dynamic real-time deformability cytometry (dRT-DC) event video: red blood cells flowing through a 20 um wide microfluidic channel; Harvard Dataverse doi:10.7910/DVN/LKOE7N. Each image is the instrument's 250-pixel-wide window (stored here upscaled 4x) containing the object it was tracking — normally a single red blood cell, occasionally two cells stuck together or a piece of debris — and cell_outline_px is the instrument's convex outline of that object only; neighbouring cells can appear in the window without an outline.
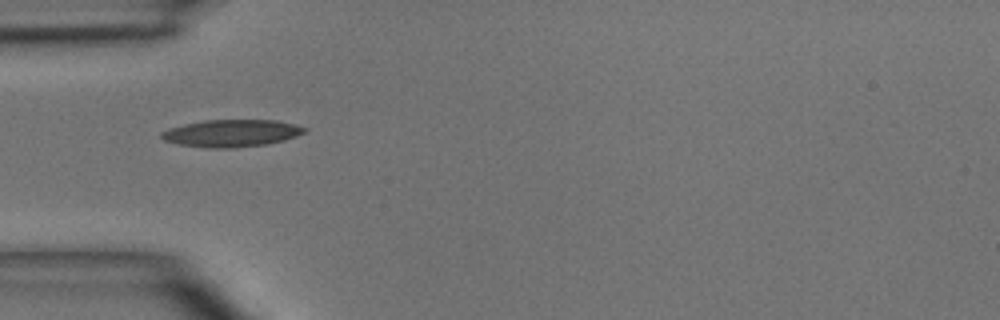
{"species": "common noctule bat (a hibernating species)", "species_latin": "Nyctalus noctula", "temperature_condition": "room temperature", "stored_images_in_passage": 1, "camera_frame_rate_fps": 3000, "um_per_image_px": 0.085, "animal": {"sex": "male", "body_mass_g": 15.6}, "frame": {"image": 1, "passage_image": 1, "time_ms": 0.0, "image_size_px": [1000, 320], "cell_outline_px": [[308, 128], [304, 132], [296, 136], [284, 140], [268, 144], [232, 148], [208, 148], [180, 144], [164, 140], [160, 136], [160, 132], [168, 128], [184, 124], [204, 120], [276, 120], [296, 124]], "centroid_in_image_um": [19.68, 11.32], "position_along_channel_um": 65.3, "area_um2": 22.77}}